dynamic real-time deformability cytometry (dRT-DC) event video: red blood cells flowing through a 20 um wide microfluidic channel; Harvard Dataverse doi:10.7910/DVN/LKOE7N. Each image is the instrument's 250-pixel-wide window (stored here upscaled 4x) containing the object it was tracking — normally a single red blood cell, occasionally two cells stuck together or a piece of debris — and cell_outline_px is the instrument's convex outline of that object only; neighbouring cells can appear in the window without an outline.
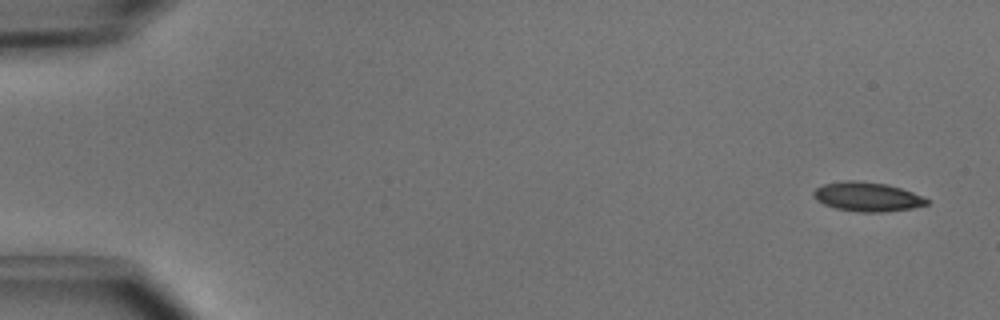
{"species": "common noctule bat (a hibernating species)", "species_latin": "Nyctalus noctula", "temperature_condition": "cold", "stored_images_in_passage": 7, "camera_frame_rate_fps": 3000, "um_per_image_px": 0.085, "animal": {"sex": "male", "body_mass_g": 15.6}, "frame": {"image": 1, "passage_image": 1, "time_ms": 0.0, "image_size_px": [1000, 320], "cell_outline_px": [[928, 204], [912, 208], [884, 212], [860, 212], [836, 208], [824, 204], [816, 200], [812, 196], [812, 192], [816, 188], [824, 184], [844, 180], [856, 180], [888, 184], [924, 196], [928, 200]], "centroid_in_image_um": [73.7, 16.72], "position_along_channel_um": 11.3, "area_um2": 19.36}}
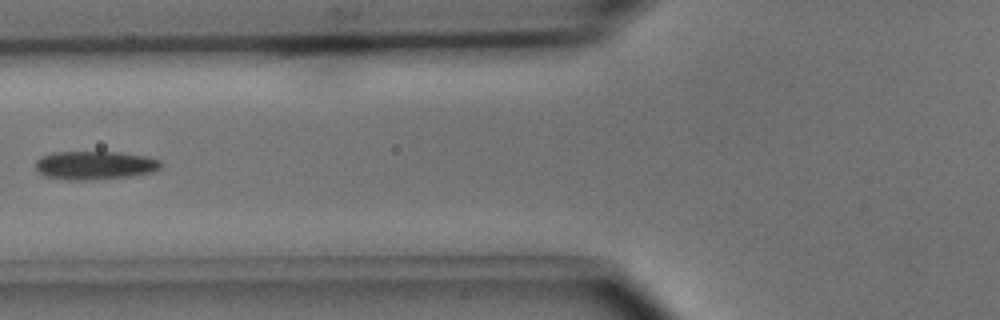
{"frame": {"image": 2, "passage_image": 6, "time_ms": 1.667, "image_size_px": [1000, 320], "cell_outline_px": [[160, 168], [152, 172], [128, 176], [92, 180], [68, 180], [44, 176], [36, 168], [36, 160], [40, 156], [52, 152], [120, 152], [144, 156], [160, 160]], "centroid_in_image_um": [8.02, 14.04], "position_along_channel_um": 117.8, "area_um2": 20.75}}
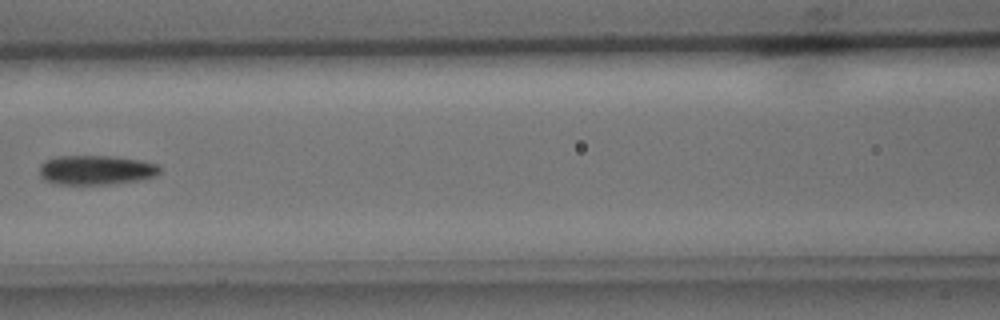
{"frame": {"image": 3, "passage_image": 7, "time_ms": 2.0, "image_size_px": [1000, 320], "cell_outline_px": [[160, 172], [156, 176], [144, 180], [108, 184], [60, 184], [44, 180], [40, 176], [40, 164], [44, 160], [56, 156], [116, 156], [144, 160], [156, 164], [160, 168]], "centroid_in_image_um": [8.19, 14.44], "position_along_channel_um": 158.4, "area_um2": 20.98}}